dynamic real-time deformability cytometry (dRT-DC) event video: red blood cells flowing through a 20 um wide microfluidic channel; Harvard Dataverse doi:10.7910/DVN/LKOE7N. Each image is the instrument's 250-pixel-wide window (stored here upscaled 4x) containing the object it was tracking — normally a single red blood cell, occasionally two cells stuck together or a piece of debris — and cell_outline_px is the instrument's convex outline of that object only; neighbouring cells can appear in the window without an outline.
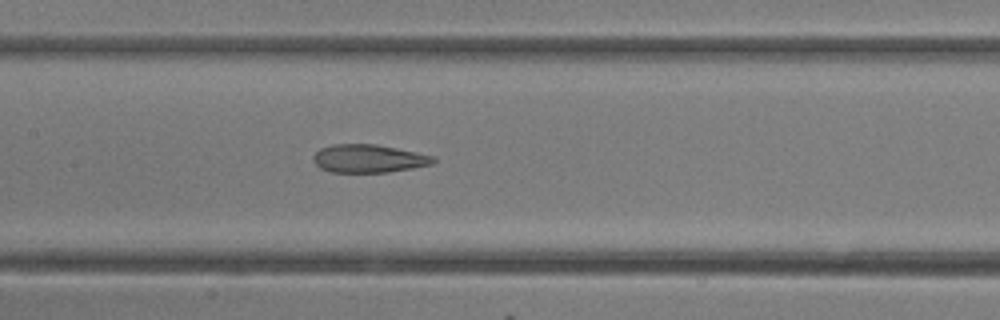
{"species": "common noctule bat (a hibernating species)", "species_latin": "Nyctalus noctula", "temperature_condition": "room temperature", "stored_images_in_passage": 15, "camera_frame_rate_fps": 3000, "um_per_image_px": 0.085, "animal": {"sex": "female"}, "frame": {"image": 1, "passage_image": 13, "time_ms": 4.0, "image_size_px": [1000, 320], "cell_outline_px": [[436, 160], [432, 164], [412, 168], [388, 172], [332, 172], [320, 168], [312, 160], [312, 156], [320, 148], [332, 144], [376, 144], [416, 152], [432, 156]], "centroid_in_image_um": [31.29, 13.47], "position_along_channel_um": 176.1, "area_um2": 19.59}}
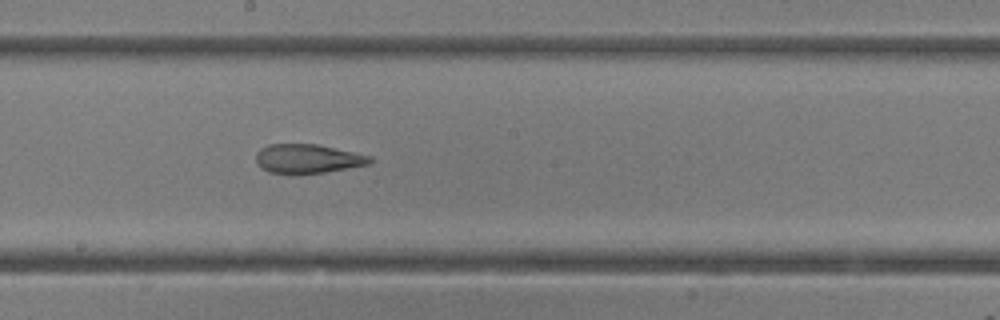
{"frame": {"image": 2, "passage_image": 15, "time_ms": 4.667, "image_size_px": [1000, 320], "cell_outline_px": [[372, 164], [324, 172], [268, 172], [260, 168], [256, 160], [256, 152], [260, 148], [268, 144], [316, 144], [372, 156]], "centroid_in_image_um": [26.16, 13.47], "position_along_channel_um": 222.0, "area_um2": 19.02}}